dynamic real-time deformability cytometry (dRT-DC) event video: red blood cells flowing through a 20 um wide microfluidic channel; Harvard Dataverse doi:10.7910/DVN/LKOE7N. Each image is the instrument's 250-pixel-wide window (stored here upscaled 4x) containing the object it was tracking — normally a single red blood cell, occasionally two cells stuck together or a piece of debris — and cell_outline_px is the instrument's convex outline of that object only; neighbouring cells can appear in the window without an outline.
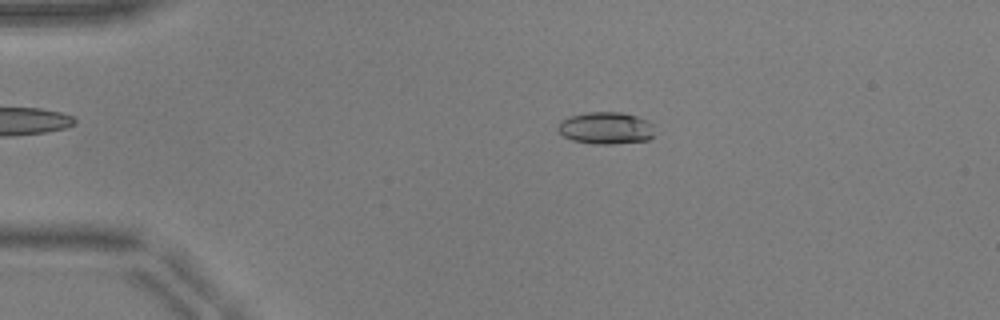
{"species": "common noctule bat (a hibernating species)", "species_latin": "Nyctalus noctula", "temperature_condition": "warm", "stored_images_in_passage": 46, "camera_frame_rate_fps": 3000, "um_per_image_px": 0.085, "animal": {"sex": "male", "body_mass_g": 17.9, "forearm_length_mm": 54.2}, "frame": {"image": 1, "passage_image": 6, "time_ms": 1.667, "image_size_px": [1000, 320], "cell_outline_px": [[656, 136], [648, 140], [616, 144], [596, 144], [572, 140], [564, 136], [556, 128], [560, 120], [568, 116], [588, 112], [620, 112], [636, 116], [648, 120], [652, 124]], "centroid_in_image_um": [51.52, 10.89], "position_along_channel_um": 33.5, "area_um2": 18.38}}
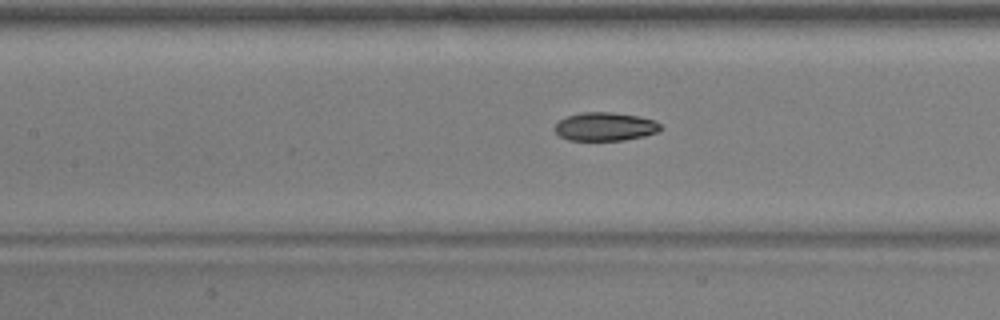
{"frame": {"image": 2, "passage_image": 19, "time_ms": 6.0, "image_size_px": [1000, 320], "cell_outline_px": [[664, 128], [656, 132], [644, 136], [624, 140], [568, 140], [560, 136], [552, 128], [560, 120], [568, 116], [580, 112], [612, 112], [636, 116], [652, 120], [660, 124]], "centroid_in_image_um": [51.41, 10.76], "position_along_channel_um": 156.0, "area_um2": 17.46}}
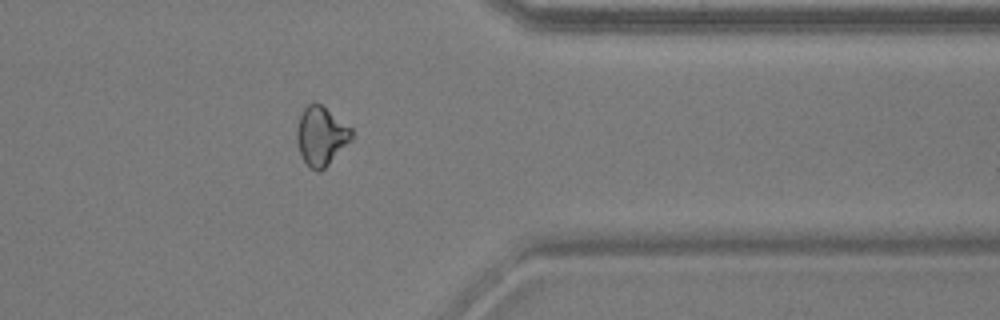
{"frame": {"image": 3, "passage_image": 37, "time_ms": 12.0, "image_size_px": [1000, 320], "cell_outline_px": [[352, 140], [320, 172], [316, 172], [300, 156], [296, 140], [296, 128], [300, 116], [304, 108], [312, 100], [320, 104], [352, 128]], "centroid_in_image_um": [27.27, 11.55], "position_along_channel_um": 384.1, "area_um2": 18.79}, "authors_computed_cell_mechanics": {"area_um2": 18.2648, "velocity_mm_per_s": 3.961, "shape_relaxation_time_tau1_ms": 7.4992, "shape_relaxation_time_tau2_ms": 4.1, "deformation_change_tau1": 0.1505, "deformation_change_tau2": 0.0952}}